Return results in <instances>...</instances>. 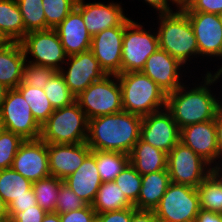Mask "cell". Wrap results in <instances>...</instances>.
I'll return each instance as SVG.
<instances>
[{
	"label": "cell",
	"mask_w": 222,
	"mask_h": 222,
	"mask_svg": "<svg viewBox=\"0 0 222 222\" xmlns=\"http://www.w3.org/2000/svg\"><path fill=\"white\" fill-rule=\"evenodd\" d=\"M217 70L214 74L208 71L205 77H202L203 84L200 83L199 86L195 85L188 90L190 87L183 84L174 92L167 94L166 109L171 113L179 129L215 119L220 110V100L216 95L213 96L209 86L222 76V67Z\"/></svg>",
	"instance_id": "1"
},
{
	"label": "cell",
	"mask_w": 222,
	"mask_h": 222,
	"mask_svg": "<svg viewBox=\"0 0 222 222\" xmlns=\"http://www.w3.org/2000/svg\"><path fill=\"white\" fill-rule=\"evenodd\" d=\"M142 116L121 111L88 120L86 143L95 151L130 154L140 139Z\"/></svg>",
	"instance_id": "2"
},
{
	"label": "cell",
	"mask_w": 222,
	"mask_h": 222,
	"mask_svg": "<svg viewBox=\"0 0 222 222\" xmlns=\"http://www.w3.org/2000/svg\"><path fill=\"white\" fill-rule=\"evenodd\" d=\"M117 76L123 111L143 117L166 108L167 94L142 71Z\"/></svg>",
	"instance_id": "3"
},
{
	"label": "cell",
	"mask_w": 222,
	"mask_h": 222,
	"mask_svg": "<svg viewBox=\"0 0 222 222\" xmlns=\"http://www.w3.org/2000/svg\"><path fill=\"white\" fill-rule=\"evenodd\" d=\"M159 48L176 58L181 64H188L196 55L199 57V49L196 37L189 21L188 15L181 9L176 12L158 14ZM190 58V59H189Z\"/></svg>",
	"instance_id": "4"
},
{
	"label": "cell",
	"mask_w": 222,
	"mask_h": 222,
	"mask_svg": "<svg viewBox=\"0 0 222 222\" xmlns=\"http://www.w3.org/2000/svg\"><path fill=\"white\" fill-rule=\"evenodd\" d=\"M88 119L77 102L55 109L41 126L40 138L47 144H77L86 142Z\"/></svg>",
	"instance_id": "5"
},
{
	"label": "cell",
	"mask_w": 222,
	"mask_h": 222,
	"mask_svg": "<svg viewBox=\"0 0 222 222\" xmlns=\"http://www.w3.org/2000/svg\"><path fill=\"white\" fill-rule=\"evenodd\" d=\"M76 102L88 120L123 111L118 76L107 74L95 81L76 96Z\"/></svg>",
	"instance_id": "6"
},
{
	"label": "cell",
	"mask_w": 222,
	"mask_h": 222,
	"mask_svg": "<svg viewBox=\"0 0 222 222\" xmlns=\"http://www.w3.org/2000/svg\"><path fill=\"white\" fill-rule=\"evenodd\" d=\"M199 211L197 188L172 182L154 209L160 222H195Z\"/></svg>",
	"instance_id": "7"
},
{
	"label": "cell",
	"mask_w": 222,
	"mask_h": 222,
	"mask_svg": "<svg viewBox=\"0 0 222 222\" xmlns=\"http://www.w3.org/2000/svg\"><path fill=\"white\" fill-rule=\"evenodd\" d=\"M143 28V25L133 20L125 26L121 73L142 71L148 57L159 48L158 33Z\"/></svg>",
	"instance_id": "8"
},
{
	"label": "cell",
	"mask_w": 222,
	"mask_h": 222,
	"mask_svg": "<svg viewBox=\"0 0 222 222\" xmlns=\"http://www.w3.org/2000/svg\"><path fill=\"white\" fill-rule=\"evenodd\" d=\"M167 171L172 183L197 188L211 173V165L179 141L167 154Z\"/></svg>",
	"instance_id": "9"
},
{
	"label": "cell",
	"mask_w": 222,
	"mask_h": 222,
	"mask_svg": "<svg viewBox=\"0 0 222 222\" xmlns=\"http://www.w3.org/2000/svg\"><path fill=\"white\" fill-rule=\"evenodd\" d=\"M3 129L21 136L24 140H36L41 136V126L33 118L29 104L17 89H9L0 108Z\"/></svg>",
	"instance_id": "10"
},
{
	"label": "cell",
	"mask_w": 222,
	"mask_h": 222,
	"mask_svg": "<svg viewBox=\"0 0 222 222\" xmlns=\"http://www.w3.org/2000/svg\"><path fill=\"white\" fill-rule=\"evenodd\" d=\"M20 43L26 58L28 54L34 58L28 61L30 63L60 71L67 59L60 38L54 29L28 32Z\"/></svg>",
	"instance_id": "11"
},
{
	"label": "cell",
	"mask_w": 222,
	"mask_h": 222,
	"mask_svg": "<svg viewBox=\"0 0 222 222\" xmlns=\"http://www.w3.org/2000/svg\"><path fill=\"white\" fill-rule=\"evenodd\" d=\"M140 139L168 154L180 141V129L165 108L142 117Z\"/></svg>",
	"instance_id": "12"
},
{
	"label": "cell",
	"mask_w": 222,
	"mask_h": 222,
	"mask_svg": "<svg viewBox=\"0 0 222 222\" xmlns=\"http://www.w3.org/2000/svg\"><path fill=\"white\" fill-rule=\"evenodd\" d=\"M130 21L128 18L121 26L105 29L92 37L90 51L106 74L121 73L123 36Z\"/></svg>",
	"instance_id": "13"
},
{
	"label": "cell",
	"mask_w": 222,
	"mask_h": 222,
	"mask_svg": "<svg viewBox=\"0 0 222 222\" xmlns=\"http://www.w3.org/2000/svg\"><path fill=\"white\" fill-rule=\"evenodd\" d=\"M65 64L68 67L67 71L63 67L59 72L63 75L69 90L75 96H78L89 85L107 75L90 50L67 56Z\"/></svg>",
	"instance_id": "14"
},
{
	"label": "cell",
	"mask_w": 222,
	"mask_h": 222,
	"mask_svg": "<svg viewBox=\"0 0 222 222\" xmlns=\"http://www.w3.org/2000/svg\"><path fill=\"white\" fill-rule=\"evenodd\" d=\"M12 168L32 183L51 176L48 144L41 138L24 140L14 157Z\"/></svg>",
	"instance_id": "15"
},
{
	"label": "cell",
	"mask_w": 222,
	"mask_h": 222,
	"mask_svg": "<svg viewBox=\"0 0 222 222\" xmlns=\"http://www.w3.org/2000/svg\"><path fill=\"white\" fill-rule=\"evenodd\" d=\"M192 25L199 56L222 58V23L219 15L205 12H185Z\"/></svg>",
	"instance_id": "16"
},
{
	"label": "cell",
	"mask_w": 222,
	"mask_h": 222,
	"mask_svg": "<svg viewBox=\"0 0 222 222\" xmlns=\"http://www.w3.org/2000/svg\"><path fill=\"white\" fill-rule=\"evenodd\" d=\"M120 4L113 1L104 4L77 0L75 8L82 14L87 31L93 37L105 29L121 26L128 19Z\"/></svg>",
	"instance_id": "17"
},
{
	"label": "cell",
	"mask_w": 222,
	"mask_h": 222,
	"mask_svg": "<svg viewBox=\"0 0 222 222\" xmlns=\"http://www.w3.org/2000/svg\"><path fill=\"white\" fill-rule=\"evenodd\" d=\"M181 64L176 58L170 56L163 49L151 54L142 72L152 79L166 94L174 92L177 88L182 86V75L180 72ZM180 70V71H179Z\"/></svg>",
	"instance_id": "18"
},
{
	"label": "cell",
	"mask_w": 222,
	"mask_h": 222,
	"mask_svg": "<svg viewBox=\"0 0 222 222\" xmlns=\"http://www.w3.org/2000/svg\"><path fill=\"white\" fill-rule=\"evenodd\" d=\"M180 142L192 149L210 165L219 161L214 120L190 124L180 129Z\"/></svg>",
	"instance_id": "19"
},
{
	"label": "cell",
	"mask_w": 222,
	"mask_h": 222,
	"mask_svg": "<svg viewBox=\"0 0 222 222\" xmlns=\"http://www.w3.org/2000/svg\"><path fill=\"white\" fill-rule=\"evenodd\" d=\"M92 152L86 142L77 144H48L51 176L61 180L73 174Z\"/></svg>",
	"instance_id": "20"
},
{
	"label": "cell",
	"mask_w": 222,
	"mask_h": 222,
	"mask_svg": "<svg viewBox=\"0 0 222 222\" xmlns=\"http://www.w3.org/2000/svg\"><path fill=\"white\" fill-rule=\"evenodd\" d=\"M54 30L67 56L90 50L92 36L87 31L82 14L76 8Z\"/></svg>",
	"instance_id": "21"
},
{
	"label": "cell",
	"mask_w": 222,
	"mask_h": 222,
	"mask_svg": "<svg viewBox=\"0 0 222 222\" xmlns=\"http://www.w3.org/2000/svg\"><path fill=\"white\" fill-rule=\"evenodd\" d=\"M63 181L85 203L92 205L102 184L96 157L90 153L80 167Z\"/></svg>",
	"instance_id": "22"
},
{
	"label": "cell",
	"mask_w": 222,
	"mask_h": 222,
	"mask_svg": "<svg viewBox=\"0 0 222 222\" xmlns=\"http://www.w3.org/2000/svg\"><path fill=\"white\" fill-rule=\"evenodd\" d=\"M27 61L20 42L0 46V83L8 89H16L22 82Z\"/></svg>",
	"instance_id": "23"
},
{
	"label": "cell",
	"mask_w": 222,
	"mask_h": 222,
	"mask_svg": "<svg viewBox=\"0 0 222 222\" xmlns=\"http://www.w3.org/2000/svg\"><path fill=\"white\" fill-rule=\"evenodd\" d=\"M171 183L167 169L142 176L140 193L134 207L154 211Z\"/></svg>",
	"instance_id": "24"
},
{
	"label": "cell",
	"mask_w": 222,
	"mask_h": 222,
	"mask_svg": "<svg viewBox=\"0 0 222 222\" xmlns=\"http://www.w3.org/2000/svg\"><path fill=\"white\" fill-rule=\"evenodd\" d=\"M129 162L143 176L167 169V153L139 139L129 154Z\"/></svg>",
	"instance_id": "25"
},
{
	"label": "cell",
	"mask_w": 222,
	"mask_h": 222,
	"mask_svg": "<svg viewBox=\"0 0 222 222\" xmlns=\"http://www.w3.org/2000/svg\"><path fill=\"white\" fill-rule=\"evenodd\" d=\"M0 32L8 42H21L28 33L16 0H0Z\"/></svg>",
	"instance_id": "26"
},
{
	"label": "cell",
	"mask_w": 222,
	"mask_h": 222,
	"mask_svg": "<svg viewBox=\"0 0 222 222\" xmlns=\"http://www.w3.org/2000/svg\"><path fill=\"white\" fill-rule=\"evenodd\" d=\"M21 196H35L32 182L12 167L0 170V197L9 205Z\"/></svg>",
	"instance_id": "27"
},
{
	"label": "cell",
	"mask_w": 222,
	"mask_h": 222,
	"mask_svg": "<svg viewBox=\"0 0 222 222\" xmlns=\"http://www.w3.org/2000/svg\"><path fill=\"white\" fill-rule=\"evenodd\" d=\"M129 207H134V205L114 181L102 182L92 204L96 213L111 212Z\"/></svg>",
	"instance_id": "28"
},
{
	"label": "cell",
	"mask_w": 222,
	"mask_h": 222,
	"mask_svg": "<svg viewBox=\"0 0 222 222\" xmlns=\"http://www.w3.org/2000/svg\"><path fill=\"white\" fill-rule=\"evenodd\" d=\"M96 165L102 182L114 181L121 171L130 163L129 155L121 152L95 151Z\"/></svg>",
	"instance_id": "29"
},
{
	"label": "cell",
	"mask_w": 222,
	"mask_h": 222,
	"mask_svg": "<svg viewBox=\"0 0 222 222\" xmlns=\"http://www.w3.org/2000/svg\"><path fill=\"white\" fill-rule=\"evenodd\" d=\"M16 89L29 104L33 118L42 126L55 110L47 98L44 89L28 85H19Z\"/></svg>",
	"instance_id": "30"
},
{
	"label": "cell",
	"mask_w": 222,
	"mask_h": 222,
	"mask_svg": "<svg viewBox=\"0 0 222 222\" xmlns=\"http://www.w3.org/2000/svg\"><path fill=\"white\" fill-rule=\"evenodd\" d=\"M63 183V180L54 176H49L32 183L37 205L45 212H55L58 192Z\"/></svg>",
	"instance_id": "31"
},
{
	"label": "cell",
	"mask_w": 222,
	"mask_h": 222,
	"mask_svg": "<svg viewBox=\"0 0 222 222\" xmlns=\"http://www.w3.org/2000/svg\"><path fill=\"white\" fill-rule=\"evenodd\" d=\"M200 209L222 213V186L210 173L197 187Z\"/></svg>",
	"instance_id": "32"
},
{
	"label": "cell",
	"mask_w": 222,
	"mask_h": 222,
	"mask_svg": "<svg viewBox=\"0 0 222 222\" xmlns=\"http://www.w3.org/2000/svg\"><path fill=\"white\" fill-rule=\"evenodd\" d=\"M44 92L54 109L70 106L76 102V96L69 90L59 71L48 80Z\"/></svg>",
	"instance_id": "33"
},
{
	"label": "cell",
	"mask_w": 222,
	"mask_h": 222,
	"mask_svg": "<svg viewBox=\"0 0 222 222\" xmlns=\"http://www.w3.org/2000/svg\"><path fill=\"white\" fill-rule=\"evenodd\" d=\"M27 32L48 30L42 0H16Z\"/></svg>",
	"instance_id": "34"
},
{
	"label": "cell",
	"mask_w": 222,
	"mask_h": 222,
	"mask_svg": "<svg viewBox=\"0 0 222 222\" xmlns=\"http://www.w3.org/2000/svg\"><path fill=\"white\" fill-rule=\"evenodd\" d=\"M77 0H42L48 29H55L75 8Z\"/></svg>",
	"instance_id": "35"
},
{
	"label": "cell",
	"mask_w": 222,
	"mask_h": 222,
	"mask_svg": "<svg viewBox=\"0 0 222 222\" xmlns=\"http://www.w3.org/2000/svg\"><path fill=\"white\" fill-rule=\"evenodd\" d=\"M121 188L127 199L134 205L140 193L142 176L129 163L121 173L114 179Z\"/></svg>",
	"instance_id": "36"
},
{
	"label": "cell",
	"mask_w": 222,
	"mask_h": 222,
	"mask_svg": "<svg viewBox=\"0 0 222 222\" xmlns=\"http://www.w3.org/2000/svg\"><path fill=\"white\" fill-rule=\"evenodd\" d=\"M24 139L6 129L0 131V170L11 168L14 157Z\"/></svg>",
	"instance_id": "37"
},
{
	"label": "cell",
	"mask_w": 222,
	"mask_h": 222,
	"mask_svg": "<svg viewBox=\"0 0 222 222\" xmlns=\"http://www.w3.org/2000/svg\"><path fill=\"white\" fill-rule=\"evenodd\" d=\"M54 68L48 66L26 63L24 65V73L20 85H28L44 89L48 80L56 73Z\"/></svg>",
	"instance_id": "38"
},
{
	"label": "cell",
	"mask_w": 222,
	"mask_h": 222,
	"mask_svg": "<svg viewBox=\"0 0 222 222\" xmlns=\"http://www.w3.org/2000/svg\"><path fill=\"white\" fill-rule=\"evenodd\" d=\"M88 204L76 195L65 183L59 189L55 212L58 214L68 213L83 209Z\"/></svg>",
	"instance_id": "39"
},
{
	"label": "cell",
	"mask_w": 222,
	"mask_h": 222,
	"mask_svg": "<svg viewBox=\"0 0 222 222\" xmlns=\"http://www.w3.org/2000/svg\"><path fill=\"white\" fill-rule=\"evenodd\" d=\"M184 12L222 13V0H187L180 6Z\"/></svg>",
	"instance_id": "40"
},
{
	"label": "cell",
	"mask_w": 222,
	"mask_h": 222,
	"mask_svg": "<svg viewBox=\"0 0 222 222\" xmlns=\"http://www.w3.org/2000/svg\"><path fill=\"white\" fill-rule=\"evenodd\" d=\"M10 222H42L47 212L39 205L28 209H22L20 212H8Z\"/></svg>",
	"instance_id": "41"
},
{
	"label": "cell",
	"mask_w": 222,
	"mask_h": 222,
	"mask_svg": "<svg viewBox=\"0 0 222 222\" xmlns=\"http://www.w3.org/2000/svg\"><path fill=\"white\" fill-rule=\"evenodd\" d=\"M97 213L92 205L68 213L60 214L61 222H96Z\"/></svg>",
	"instance_id": "42"
},
{
	"label": "cell",
	"mask_w": 222,
	"mask_h": 222,
	"mask_svg": "<svg viewBox=\"0 0 222 222\" xmlns=\"http://www.w3.org/2000/svg\"><path fill=\"white\" fill-rule=\"evenodd\" d=\"M132 207L97 213L96 222H131Z\"/></svg>",
	"instance_id": "43"
},
{
	"label": "cell",
	"mask_w": 222,
	"mask_h": 222,
	"mask_svg": "<svg viewBox=\"0 0 222 222\" xmlns=\"http://www.w3.org/2000/svg\"><path fill=\"white\" fill-rule=\"evenodd\" d=\"M33 206H37L35 196H21L13 199L8 205V212H20L22 209H28Z\"/></svg>",
	"instance_id": "44"
},
{
	"label": "cell",
	"mask_w": 222,
	"mask_h": 222,
	"mask_svg": "<svg viewBox=\"0 0 222 222\" xmlns=\"http://www.w3.org/2000/svg\"><path fill=\"white\" fill-rule=\"evenodd\" d=\"M131 222H160L154 211L137 210L132 207Z\"/></svg>",
	"instance_id": "45"
},
{
	"label": "cell",
	"mask_w": 222,
	"mask_h": 222,
	"mask_svg": "<svg viewBox=\"0 0 222 222\" xmlns=\"http://www.w3.org/2000/svg\"><path fill=\"white\" fill-rule=\"evenodd\" d=\"M145 3L152 6L159 14L174 12L169 5H176V8L179 9L180 6L174 0H144ZM170 2V3H169ZM170 6V7H169Z\"/></svg>",
	"instance_id": "46"
},
{
	"label": "cell",
	"mask_w": 222,
	"mask_h": 222,
	"mask_svg": "<svg viewBox=\"0 0 222 222\" xmlns=\"http://www.w3.org/2000/svg\"><path fill=\"white\" fill-rule=\"evenodd\" d=\"M195 222H222V213L200 209Z\"/></svg>",
	"instance_id": "47"
},
{
	"label": "cell",
	"mask_w": 222,
	"mask_h": 222,
	"mask_svg": "<svg viewBox=\"0 0 222 222\" xmlns=\"http://www.w3.org/2000/svg\"><path fill=\"white\" fill-rule=\"evenodd\" d=\"M216 128V138L219 150V158L222 160V111L219 110L214 119Z\"/></svg>",
	"instance_id": "48"
},
{
	"label": "cell",
	"mask_w": 222,
	"mask_h": 222,
	"mask_svg": "<svg viewBox=\"0 0 222 222\" xmlns=\"http://www.w3.org/2000/svg\"><path fill=\"white\" fill-rule=\"evenodd\" d=\"M217 163V161L211 166V174L218 180L222 186V163Z\"/></svg>",
	"instance_id": "49"
},
{
	"label": "cell",
	"mask_w": 222,
	"mask_h": 222,
	"mask_svg": "<svg viewBox=\"0 0 222 222\" xmlns=\"http://www.w3.org/2000/svg\"><path fill=\"white\" fill-rule=\"evenodd\" d=\"M42 222H61L60 214H58L56 212H48V213H46Z\"/></svg>",
	"instance_id": "50"
},
{
	"label": "cell",
	"mask_w": 222,
	"mask_h": 222,
	"mask_svg": "<svg viewBox=\"0 0 222 222\" xmlns=\"http://www.w3.org/2000/svg\"><path fill=\"white\" fill-rule=\"evenodd\" d=\"M9 217L8 213V205L5 201L0 197V218Z\"/></svg>",
	"instance_id": "51"
},
{
	"label": "cell",
	"mask_w": 222,
	"mask_h": 222,
	"mask_svg": "<svg viewBox=\"0 0 222 222\" xmlns=\"http://www.w3.org/2000/svg\"><path fill=\"white\" fill-rule=\"evenodd\" d=\"M8 88L0 83V108L8 92Z\"/></svg>",
	"instance_id": "52"
},
{
	"label": "cell",
	"mask_w": 222,
	"mask_h": 222,
	"mask_svg": "<svg viewBox=\"0 0 222 222\" xmlns=\"http://www.w3.org/2000/svg\"><path fill=\"white\" fill-rule=\"evenodd\" d=\"M8 41L4 38V36L0 32V46L6 45Z\"/></svg>",
	"instance_id": "53"
},
{
	"label": "cell",
	"mask_w": 222,
	"mask_h": 222,
	"mask_svg": "<svg viewBox=\"0 0 222 222\" xmlns=\"http://www.w3.org/2000/svg\"><path fill=\"white\" fill-rule=\"evenodd\" d=\"M179 6H182V5H184L186 2H187V0H174Z\"/></svg>",
	"instance_id": "54"
},
{
	"label": "cell",
	"mask_w": 222,
	"mask_h": 222,
	"mask_svg": "<svg viewBox=\"0 0 222 222\" xmlns=\"http://www.w3.org/2000/svg\"><path fill=\"white\" fill-rule=\"evenodd\" d=\"M0 222H10L9 217L0 218Z\"/></svg>",
	"instance_id": "55"
},
{
	"label": "cell",
	"mask_w": 222,
	"mask_h": 222,
	"mask_svg": "<svg viewBox=\"0 0 222 222\" xmlns=\"http://www.w3.org/2000/svg\"><path fill=\"white\" fill-rule=\"evenodd\" d=\"M219 17H220V20H221V23H222V13L219 14Z\"/></svg>",
	"instance_id": "56"
},
{
	"label": "cell",
	"mask_w": 222,
	"mask_h": 222,
	"mask_svg": "<svg viewBox=\"0 0 222 222\" xmlns=\"http://www.w3.org/2000/svg\"><path fill=\"white\" fill-rule=\"evenodd\" d=\"M220 110L222 111V101L220 102Z\"/></svg>",
	"instance_id": "57"
}]
</instances>
